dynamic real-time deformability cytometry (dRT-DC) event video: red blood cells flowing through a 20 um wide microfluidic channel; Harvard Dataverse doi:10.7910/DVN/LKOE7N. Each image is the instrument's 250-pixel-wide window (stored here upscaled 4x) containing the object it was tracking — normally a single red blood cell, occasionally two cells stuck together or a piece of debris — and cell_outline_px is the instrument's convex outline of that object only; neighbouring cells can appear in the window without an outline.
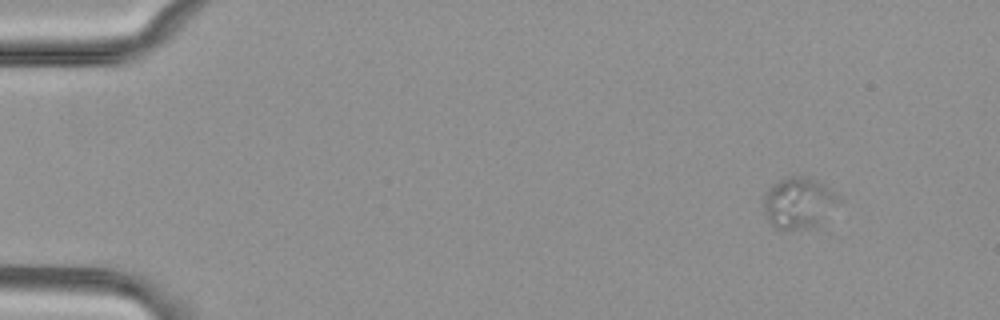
{"species": "common noctule bat (a hibernating species)", "species_latin": "Nyctalus noctula", "temperature_condition": "cold", "stored_images_in_passage": 51, "camera_frame_rate_fps": 3000, "um_per_image_px": 0.085, "animal": {"sex": "female", "body_mass_g": 29.2, "forearm_length_mm": 56.3}, "frame": {"image": 1, "passage_image": 1, "time_ms": 0.0, "image_size_px": [1000, 320], "cell_outline_px": [[844, 200], [816, 228], [784, 232], [776, 228], [768, 220], [764, 212], [764, 192], [768, 188], [784, 176], [804, 176], [824, 184], [840, 196]], "centroid_in_image_um": [67.92, 17.29], "position_along_channel_um": 17.1, "area_um2": 23.29}}
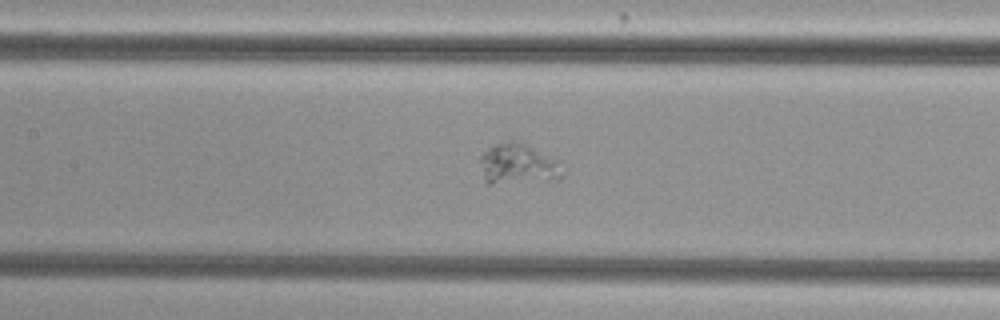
{"frame": {"image": 2, "passage_image": 22, "time_ms": 7.0, "image_size_px": [1000, 320], "cell_outline_px": [[564, 172], [560, 176], [548, 180], [492, 184], [488, 184], [484, 180], [480, 160], [480, 156], [484, 152], [496, 144], [508, 140], [512, 140], [524, 144], [556, 156], [560, 160]], "centroid_in_image_um": [44.06, 13.94], "position_along_channel_um": 163.3, "area_um2": 19.59}}
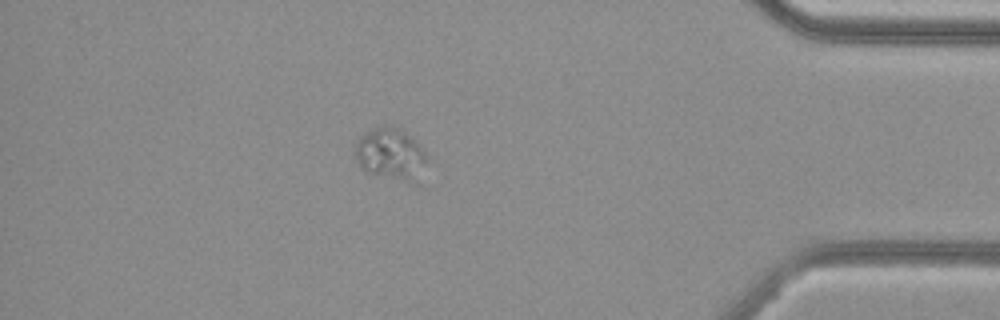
{"frame": {"image": 3, "passage_image": 44, "time_ms": 14.333, "image_size_px": [1000, 320], "cell_outline_px": [[428, 160], [420, 184], [412, 184], [372, 172], [360, 168], [356, 160], [356, 144], [360, 136], [380, 124], [392, 124], [400, 128], [416, 140], [420, 144]], "centroid_in_image_um": [33.29, 13.09], "position_along_channel_um": 401.9, "area_um2": 22.25}}